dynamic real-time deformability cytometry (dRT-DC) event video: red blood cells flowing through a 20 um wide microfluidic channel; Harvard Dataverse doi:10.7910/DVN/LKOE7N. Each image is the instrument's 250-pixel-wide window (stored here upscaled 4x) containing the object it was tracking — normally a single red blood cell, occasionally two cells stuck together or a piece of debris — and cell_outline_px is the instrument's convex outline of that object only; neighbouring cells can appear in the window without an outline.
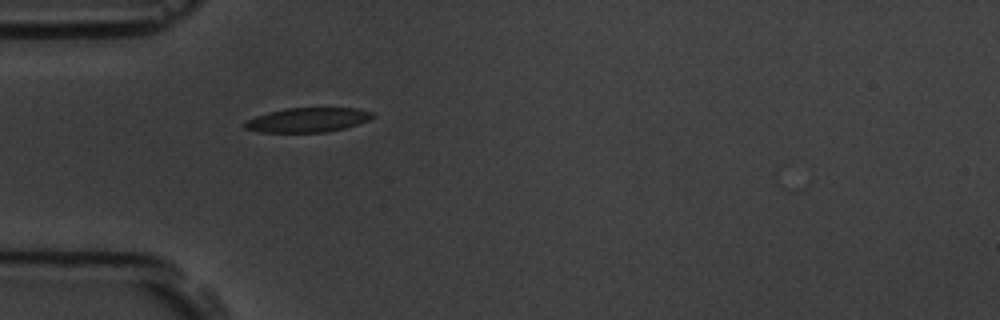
{"species": "common noctule bat (a hibernating species)", "species_latin": "Nyctalus noctula", "temperature_condition": "room temperature", "stored_images_in_passage": 2, "camera_frame_rate_fps": 3000, "um_per_image_px": 0.085, "animal": {"sex": "male", "body_mass_g": 19.5, "forearm_length_mm": 54.6}, "frame": {"image": 1, "passage_image": 2, "time_ms": 1.0, "image_size_px": [1000, 320], "cell_outline_px": [[376, 116], [368, 120], [344, 128], [324, 132], [260, 132], [244, 128], [244, 120], [268, 112], [288, 108], [356, 108], [376, 112]], "centroid_in_image_um": [26.16, 10.18], "position_along_channel_um": 58.8, "area_um2": 18.21}}